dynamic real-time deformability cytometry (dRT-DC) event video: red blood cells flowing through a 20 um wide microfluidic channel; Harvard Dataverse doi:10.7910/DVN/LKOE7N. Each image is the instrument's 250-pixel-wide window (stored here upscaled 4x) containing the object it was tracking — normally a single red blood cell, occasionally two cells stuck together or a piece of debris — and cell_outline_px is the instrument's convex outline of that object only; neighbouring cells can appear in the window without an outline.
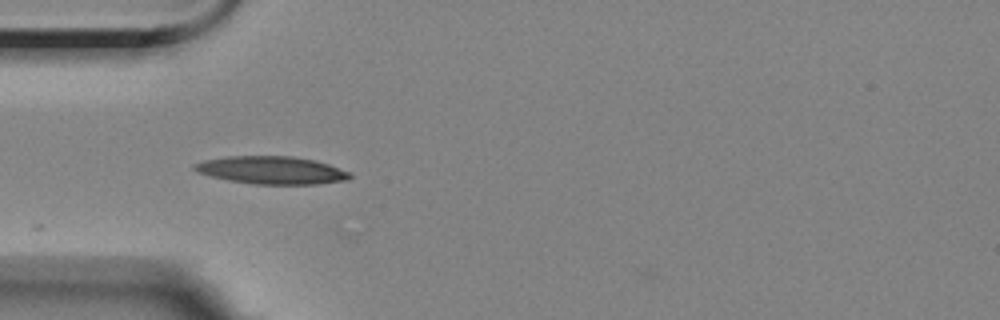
{"species": "Egyptian fruit bat (a non-hibernating species)", "species_latin": "Rousettus aegyptiacus", "temperature_condition": "room temperature", "stored_images_in_passage": 4, "camera_frame_rate_fps": 3000, "um_per_image_px": 0.085, "animal": {"sex": "female"}, "frame": {"image": 1, "passage_image": 3, "time_ms": 0.667, "image_size_px": [1000, 320], "cell_outline_px": [[352, 176], [348, 180], [316, 184], [256, 184], [228, 180], [196, 172], [192, 168], [192, 164], [204, 160], [228, 156], [292, 156], [316, 160], [352, 172]], "centroid_in_image_um": [23.1, 14.46], "position_along_channel_um": 61.9, "area_um2": 25.26}}